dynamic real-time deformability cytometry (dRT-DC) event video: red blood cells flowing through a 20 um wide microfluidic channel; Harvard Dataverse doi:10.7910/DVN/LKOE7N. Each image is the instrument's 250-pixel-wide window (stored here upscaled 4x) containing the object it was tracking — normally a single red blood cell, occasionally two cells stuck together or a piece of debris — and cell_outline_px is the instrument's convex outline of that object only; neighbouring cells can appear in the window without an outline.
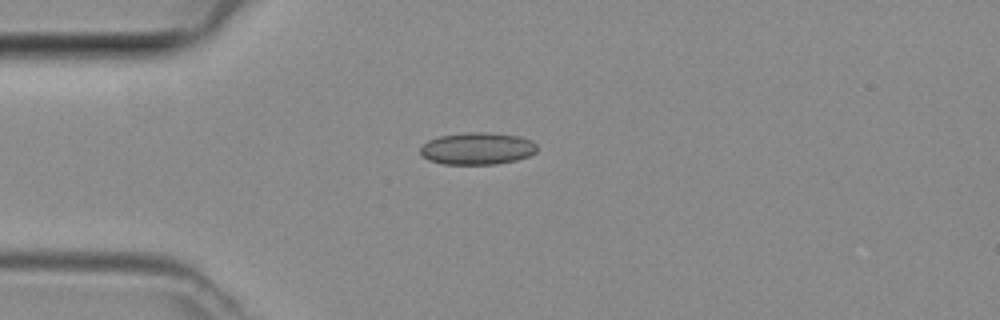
{"species": "common noctule bat (a hibernating species)", "species_latin": "Nyctalus noctula", "temperature_condition": "room temperature", "stored_images_in_passage": 2, "camera_frame_rate_fps": 3000, "um_per_image_px": 0.085, "animal": {"sex": "female", "body_mass_g": 29.2, "forearm_length_mm": 56.3}, "frame": {"image": 1, "passage_image": 1, "time_ms": 0.0, "image_size_px": [1000, 320], "cell_outline_px": [[536, 152], [528, 156], [516, 160], [496, 164], [444, 164], [428, 160], [420, 152], [420, 148], [428, 140], [440, 136], [464, 132], [488, 132], [520, 136], [532, 140], [536, 144]], "centroid_in_image_um": [40.58, 12.62], "position_along_channel_um": 44.4, "area_um2": 21.91}}